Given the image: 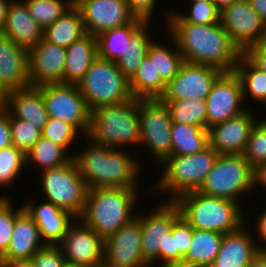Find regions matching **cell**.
Instances as JSON below:
<instances>
[{"label":"cell","instance_id":"cell-1","mask_svg":"<svg viewBox=\"0 0 266 267\" xmlns=\"http://www.w3.org/2000/svg\"><path fill=\"white\" fill-rule=\"evenodd\" d=\"M169 36L177 43L184 61L232 72L242 52L232 42L222 24L199 25L167 22Z\"/></svg>","mask_w":266,"mask_h":267},{"label":"cell","instance_id":"cell-2","mask_svg":"<svg viewBox=\"0 0 266 267\" xmlns=\"http://www.w3.org/2000/svg\"><path fill=\"white\" fill-rule=\"evenodd\" d=\"M89 141V142H88ZM80 153H72L80 175L89 189L94 187H124L137 189L140 162L121 148L96 144L90 139ZM125 151V152H124ZM132 155V156H131Z\"/></svg>","mask_w":266,"mask_h":267},{"label":"cell","instance_id":"cell-3","mask_svg":"<svg viewBox=\"0 0 266 267\" xmlns=\"http://www.w3.org/2000/svg\"><path fill=\"white\" fill-rule=\"evenodd\" d=\"M137 189L124 187H94L88 189L82 215L86 226L104 240L136 217Z\"/></svg>","mask_w":266,"mask_h":267},{"label":"cell","instance_id":"cell-4","mask_svg":"<svg viewBox=\"0 0 266 267\" xmlns=\"http://www.w3.org/2000/svg\"><path fill=\"white\" fill-rule=\"evenodd\" d=\"M174 203L194 229L225 234L240 229L247 221L241 204L199 191L183 194Z\"/></svg>","mask_w":266,"mask_h":267},{"label":"cell","instance_id":"cell-5","mask_svg":"<svg viewBox=\"0 0 266 267\" xmlns=\"http://www.w3.org/2000/svg\"><path fill=\"white\" fill-rule=\"evenodd\" d=\"M138 99L106 105L91 111L87 139L110 148L140 144ZM121 146V147H120Z\"/></svg>","mask_w":266,"mask_h":267},{"label":"cell","instance_id":"cell-6","mask_svg":"<svg viewBox=\"0 0 266 267\" xmlns=\"http://www.w3.org/2000/svg\"><path fill=\"white\" fill-rule=\"evenodd\" d=\"M218 155L208 146L193 155L167 157L160 164L163 166V173L156 180L158 182L154 184V188L161 193L169 191L170 195L164 201H175L183 194L198 191L212 170Z\"/></svg>","mask_w":266,"mask_h":267},{"label":"cell","instance_id":"cell-7","mask_svg":"<svg viewBox=\"0 0 266 267\" xmlns=\"http://www.w3.org/2000/svg\"><path fill=\"white\" fill-rule=\"evenodd\" d=\"M90 111L131 100L129 80L119 70L117 62L99 56L77 84Z\"/></svg>","mask_w":266,"mask_h":267},{"label":"cell","instance_id":"cell-8","mask_svg":"<svg viewBox=\"0 0 266 267\" xmlns=\"http://www.w3.org/2000/svg\"><path fill=\"white\" fill-rule=\"evenodd\" d=\"M254 189V168L243 154H219L199 192L240 203ZM248 193V194H247Z\"/></svg>","mask_w":266,"mask_h":267},{"label":"cell","instance_id":"cell-9","mask_svg":"<svg viewBox=\"0 0 266 267\" xmlns=\"http://www.w3.org/2000/svg\"><path fill=\"white\" fill-rule=\"evenodd\" d=\"M41 172V189L47 197L44 199L78 219L83 213L89 188L74 158L59 167Z\"/></svg>","mask_w":266,"mask_h":267},{"label":"cell","instance_id":"cell-10","mask_svg":"<svg viewBox=\"0 0 266 267\" xmlns=\"http://www.w3.org/2000/svg\"><path fill=\"white\" fill-rule=\"evenodd\" d=\"M140 145H146L160 164L172 152V120L166 102L160 98L138 99Z\"/></svg>","mask_w":266,"mask_h":267},{"label":"cell","instance_id":"cell-11","mask_svg":"<svg viewBox=\"0 0 266 267\" xmlns=\"http://www.w3.org/2000/svg\"><path fill=\"white\" fill-rule=\"evenodd\" d=\"M37 88L42 92L49 117L67 122L87 136L91 111L76 84L50 83Z\"/></svg>","mask_w":266,"mask_h":267},{"label":"cell","instance_id":"cell-12","mask_svg":"<svg viewBox=\"0 0 266 267\" xmlns=\"http://www.w3.org/2000/svg\"><path fill=\"white\" fill-rule=\"evenodd\" d=\"M180 216L179 207L174 201L164 200L153 206L147 214L136 213L141 227L142 256L150 267L159 263V249H164L166 234L171 231L174 222Z\"/></svg>","mask_w":266,"mask_h":267},{"label":"cell","instance_id":"cell-13","mask_svg":"<svg viewBox=\"0 0 266 267\" xmlns=\"http://www.w3.org/2000/svg\"><path fill=\"white\" fill-rule=\"evenodd\" d=\"M220 23L242 53L266 39V24L248 0H238L220 11Z\"/></svg>","mask_w":266,"mask_h":267},{"label":"cell","instance_id":"cell-14","mask_svg":"<svg viewBox=\"0 0 266 267\" xmlns=\"http://www.w3.org/2000/svg\"><path fill=\"white\" fill-rule=\"evenodd\" d=\"M243 101L242 84L238 75L234 71L223 72L205 100L207 129L245 112L247 108L243 107Z\"/></svg>","mask_w":266,"mask_h":267},{"label":"cell","instance_id":"cell-15","mask_svg":"<svg viewBox=\"0 0 266 267\" xmlns=\"http://www.w3.org/2000/svg\"><path fill=\"white\" fill-rule=\"evenodd\" d=\"M223 72L215 67L184 61L178 74L166 84L161 100H206L216 79Z\"/></svg>","mask_w":266,"mask_h":267},{"label":"cell","instance_id":"cell-16","mask_svg":"<svg viewBox=\"0 0 266 267\" xmlns=\"http://www.w3.org/2000/svg\"><path fill=\"white\" fill-rule=\"evenodd\" d=\"M104 241L93 229L76 218L58 246L66 261L99 267L104 262Z\"/></svg>","mask_w":266,"mask_h":267},{"label":"cell","instance_id":"cell-17","mask_svg":"<svg viewBox=\"0 0 266 267\" xmlns=\"http://www.w3.org/2000/svg\"><path fill=\"white\" fill-rule=\"evenodd\" d=\"M106 267H150L141 251L140 220L135 217L104 241Z\"/></svg>","mask_w":266,"mask_h":267},{"label":"cell","instance_id":"cell-18","mask_svg":"<svg viewBox=\"0 0 266 267\" xmlns=\"http://www.w3.org/2000/svg\"><path fill=\"white\" fill-rule=\"evenodd\" d=\"M75 5L81 12L85 32L95 37L136 18L126 0H78Z\"/></svg>","mask_w":266,"mask_h":267},{"label":"cell","instance_id":"cell-19","mask_svg":"<svg viewBox=\"0 0 266 267\" xmlns=\"http://www.w3.org/2000/svg\"><path fill=\"white\" fill-rule=\"evenodd\" d=\"M66 51L43 38L28 50V75L32 87L64 83Z\"/></svg>","mask_w":266,"mask_h":267},{"label":"cell","instance_id":"cell-20","mask_svg":"<svg viewBox=\"0 0 266 267\" xmlns=\"http://www.w3.org/2000/svg\"><path fill=\"white\" fill-rule=\"evenodd\" d=\"M255 112L242 114L208 128L209 146L218 154H243L251 128L258 120Z\"/></svg>","mask_w":266,"mask_h":267},{"label":"cell","instance_id":"cell-21","mask_svg":"<svg viewBox=\"0 0 266 267\" xmlns=\"http://www.w3.org/2000/svg\"><path fill=\"white\" fill-rule=\"evenodd\" d=\"M28 75V50L13 40L0 35V93L30 87Z\"/></svg>","mask_w":266,"mask_h":267},{"label":"cell","instance_id":"cell-22","mask_svg":"<svg viewBox=\"0 0 266 267\" xmlns=\"http://www.w3.org/2000/svg\"><path fill=\"white\" fill-rule=\"evenodd\" d=\"M46 244L42 241L37 223L23 206L17 212L11 241L0 262L30 261Z\"/></svg>","mask_w":266,"mask_h":267},{"label":"cell","instance_id":"cell-23","mask_svg":"<svg viewBox=\"0 0 266 267\" xmlns=\"http://www.w3.org/2000/svg\"><path fill=\"white\" fill-rule=\"evenodd\" d=\"M34 203L28 201L22 205L37 223L42 241L46 245H58L76 217L51 202H41L37 206Z\"/></svg>","mask_w":266,"mask_h":267},{"label":"cell","instance_id":"cell-24","mask_svg":"<svg viewBox=\"0 0 266 267\" xmlns=\"http://www.w3.org/2000/svg\"><path fill=\"white\" fill-rule=\"evenodd\" d=\"M245 225L234 232L223 234L221 247L210 267H248L260 250L255 243V232H250L248 224Z\"/></svg>","mask_w":266,"mask_h":267},{"label":"cell","instance_id":"cell-25","mask_svg":"<svg viewBox=\"0 0 266 267\" xmlns=\"http://www.w3.org/2000/svg\"><path fill=\"white\" fill-rule=\"evenodd\" d=\"M1 35L30 50L44 38V30L32 17L24 1L12 0Z\"/></svg>","mask_w":266,"mask_h":267},{"label":"cell","instance_id":"cell-26","mask_svg":"<svg viewBox=\"0 0 266 267\" xmlns=\"http://www.w3.org/2000/svg\"><path fill=\"white\" fill-rule=\"evenodd\" d=\"M4 108L13 117L29 121L41 132L49 118L42 92L37 87L6 93Z\"/></svg>","mask_w":266,"mask_h":267},{"label":"cell","instance_id":"cell-27","mask_svg":"<svg viewBox=\"0 0 266 267\" xmlns=\"http://www.w3.org/2000/svg\"><path fill=\"white\" fill-rule=\"evenodd\" d=\"M65 51L64 83L77 85L98 57L97 37L86 33Z\"/></svg>","mask_w":266,"mask_h":267},{"label":"cell","instance_id":"cell-28","mask_svg":"<svg viewBox=\"0 0 266 267\" xmlns=\"http://www.w3.org/2000/svg\"><path fill=\"white\" fill-rule=\"evenodd\" d=\"M85 34L81 12L75 4L44 30L47 41L65 49Z\"/></svg>","mask_w":266,"mask_h":267},{"label":"cell","instance_id":"cell-29","mask_svg":"<svg viewBox=\"0 0 266 267\" xmlns=\"http://www.w3.org/2000/svg\"><path fill=\"white\" fill-rule=\"evenodd\" d=\"M145 23L135 18L131 23L107 30L97 36L98 56L108 61L117 62L126 52L131 36Z\"/></svg>","mask_w":266,"mask_h":267},{"label":"cell","instance_id":"cell-30","mask_svg":"<svg viewBox=\"0 0 266 267\" xmlns=\"http://www.w3.org/2000/svg\"><path fill=\"white\" fill-rule=\"evenodd\" d=\"M129 85L135 99H153L163 95L166 83L156 75L155 56L143 58Z\"/></svg>","mask_w":266,"mask_h":267},{"label":"cell","instance_id":"cell-31","mask_svg":"<svg viewBox=\"0 0 266 267\" xmlns=\"http://www.w3.org/2000/svg\"><path fill=\"white\" fill-rule=\"evenodd\" d=\"M171 156L193 155L209 146L208 129L188 123H172Z\"/></svg>","mask_w":266,"mask_h":267},{"label":"cell","instance_id":"cell-32","mask_svg":"<svg viewBox=\"0 0 266 267\" xmlns=\"http://www.w3.org/2000/svg\"><path fill=\"white\" fill-rule=\"evenodd\" d=\"M223 234L193 228V236L184 263L211 265L219 252Z\"/></svg>","mask_w":266,"mask_h":267},{"label":"cell","instance_id":"cell-33","mask_svg":"<svg viewBox=\"0 0 266 267\" xmlns=\"http://www.w3.org/2000/svg\"><path fill=\"white\" fill-rule=\"evenodd\" d=\"M149 22H145L130 38L126 52L117 61L121 73L130 80L136 73L138 66L147 55L148 47L154 41L149 36Z\"/></svg>","mask_w":266,"mask_h":267},{"label":"cell","instance_id":"cell-34","mask_svg":"<svg viewBox=\"0 0 266 267\" xmlns=\"http://www.w3.org/2000/svg\"><path fill=\"white\" fill-rule=\"evenodd\" d=\"M234 72L242 84L243 100L247 93L257 103L266 100V73L256 67L243 53L236 63Z\"/></svg>","mask_w":266,"mask_h":267},{"label":"cell","instance_id":"cell-35","mask_svg":"<svg viewBox=\"0 0 266 267\" xmlns=\"http://www.w3.org/2000/svg\"><path fill=\"white\" fill-rule=\"evenodd\" d=\"M26 164H38L42 171L67 163L73 155L68 154L60 145L41 136L25 154Z\"/></svg>","mask_w":266,"mask_h":267},{"label":"cell","instance_id":"cell-36","mask_svg":"<svg viewBox=\"0 0 266 267\" xmlns=\"http://www.w3.org/2000/svg\"><path fill=\"white\" fill-rule=\"evenodd\" d=\"M171 46L159 44L153 41L148 47L147 56H155L156 75L167 84L177 74L184 62L176 41L170 36ZM171 47H173L171 49Z\"/></svg>","mask_w":266,"mask_h":267},{"label":"cell","instance_id":"cell-37","mask_svg":"<svg viewBox=\"0 0 266 267\" xmlns=\"http://www.w3.org/2000/svg\"><path fill=\"white\" fill-rule=\"evenodd\" d=\"M173 123H188L207 129L206 102L203 99L162 100Z\"/></svg>","mask_w":266,"mask_h":267},{"label":"cell","instance_id":"cell-38","mask_svg":"<svg viewBox=\"0 0 266 267\" xmlns=\"http://www.w3.org/2000/svg\"><path fill=\"white\" fill-rule=\"evenodd\" d=\"M32 17L45 30L61 17L72 5L73 0H24Z\"/></svg>","mask_w":266,"mask_h":267},{"label":"cell","instance_id":"cell-39","mask_svg":"<svg viewBox=\"0 0 266 267\" xmlns=\"http://www.w3.org/2000/svg\"><path fill=\"white\" fill-rule=\"evenodd\" d=\"M188 11L182 13L169 12L168 22H188L199 25L215 24L220 22V11L213 2H191ZM171 13V14H170Z\"/></svg>","mask_w":266,"mask_h":267},{"label":"cell","instance_id":"cell-40","mask_svg":"<svg viewBox=\"0 0 266 267\" xmlns=\"http://www.w3.org/2000/svg\"><path fill=\"white\" fill-rule=\"evenodd\" d=\"M25 153L10 145L0 150V187L14 185L15 180L26 168ZM25 167V168H24Z\"/></svg>","mask_w":266,"mask_h":267},{"label":"cell","instance_id":"cell-41","mask_svg":"<svg viewBox=\"0 0 266 267\" xmlns=\"http://www.w3.org/2000/svg\"><path fill=\"white\" fill-rule=\"evenodd\" d=\"M260 120L258 119L251 128L243 153L244 158L254 169L266 162V120Z\"/></svg>","mask_w":266,"mask_h":267},{"label":"cell","instance_id":"cell-42","mask_svg":"<svg viewBox=\"0 0 266 267\" xmlns=\"http://www.w3.org/2000/svg\"><path fill=\"white\" fill-rule=\"evenodd\" d=\"M10 131L12 145L26 152L35 145L42 136V132L29 121L15 118L10 114Z\"/></svg>","mask_w":266,"mask_h":267},{"label":"cell","instance_id":"cell-43","mask_svg":"<svg viewBox=\"0 0 266 267\" xmlns=\"http://www.w3.org/2000/svg\"><path fill=\"white\" fill-rule=\"evenodd\" d=\"M79 131L71 124L58 118L49 117L43 130L42 136L60 145L67 153L69 146L78 138Z\"/></svg>","mask_w":266,"mask_h":267},{"label":"cell","instance_id":"cell-44","mask_svg":"<svg viewBox=\"0 0 266 267\" xmlns=\"http://www.w3.org/2000/svg\"><path fill=\"white\" fill-rule=\"evenodd\" d=\"M13 203L7 195L0 196V257L9 247L12 232L19 208H13Z\"/></svg>","mask_w":266,"mask_h":267},{"label":"cell","instance_id":"cell-45","mask_svg":"<svg viewBox=\"0 0 266 267\" xmlns=\"http://www.w3.org/2000/svg\"><path fill=\"white\" fill-rule=\"evenodd\" d=\"M35 267H63L66 259L58 245H46L31 259Z\"/></svg>","mask_w":266,"mask_h":267},{"label":"cell","instance_id":"cell-46","mask_svg":"<svg viewBox=\"0 0 266 267\" xmlns=\"http://www.w3.org/2000/svg\"><path fill=\"white\" fill-rule=\"evenodd\" d=\"M179 264V250H176V221L170 232L166 234L164 249H159L158 266L174 267Z\"/></svg>","mask_w":266,"mask_h":267},{"label":"cell","instance_id":"cell-47","mask_svg":"<svg viewBox=\"0 0 266 267\" xmlns=\"http://www.w3.org/2000/svg\"><path fill=\"white\" fill-rule=\"evenodd\" d=\"M193 236V227L180 216L176 220V250H179V264L186 255Z\"/></svg>","mask_w":266,"mask_h":267},{"label":"cell","instance_id":"cell-48","mask_svg":"<svg viewBox=\"0 0 266 267\" xmlns=\"http://www.w3.org/2000/svg\"><path fill=\"white\" fill-rule=\"evenodd\" d=\"M131 13L145 22L151 23L157 0H126Z\"/></svg>","mask_w":266,"mask_h":267},{"label":"cell","instance_id":"cell-49","mask_svg":"<svg viewBox=\"0 0 266 267\" xmlns=\"http://www.w3.org/2000/svg\"><path fill=\"white\" fill-rule=\"evenodd\" d=\"M243 54L260 70L266 73V39L247 48Z\"/></svg>","mask_w":266,"mask_h":267},{"label":"cell","instance_id":"cell-50","mask_svg":"<svg viewBox=\"0 0 266 267\" xmlns=\"http://www.w3.org/2000/svg\"><path fill=\"white\" fill-rule=\"evenodd\" d=\"M10 145H12L10 113L3 108L0 111V150Z\"/></svg>","mask_w":266,"mask_h":267},{"label":"cell","instance_id":"cell-51","mask_svg":"<svg viewBox=\"0 0 266 267\" xmlns=\"http://www.w3.org/2000/svg\"><path fill=\"white\" fill-rule=\"evenodd\" d=\"M255 227H256V233L257 235H254L255 237L257 236L258 238L256 240L262 241V244L266 243V208L259 214L257 217V220H255ZM258 245V248L260 252H266V244L263 246L262 244L259 245L258 242H256Z\"/></svg>","mask_w":266,"mask_h":267},{"label":"cell","instance_id":"cell-52","mask_svg":"<svg viewBox=\"0 0 266 267\" xmlns=\"http://www.w3.org/2000/svg\"><path fill=\"white\" fill-rule=\"evenodd\" d=\"M257 185L266 188V162L258 165L254 169V188H256Z\"/></svg>","mask_w":266,"mask_h":267},{"label":"cell","instance_id":"cell-53","mask_svg":"<svg viewBox=\"0 0 266 267\" xmlns=\"http://www.w3.org/2000/svg\"><path fill=\"white\" fill-rule=\"evenodd\" d=\"M253 9L266 24V0H248Z\"/></svg>","mask_w":266,"mask_h":267},{"label":"cell","instance_id":"cell-54","mask_svg":"<svg viewBox=\"0 0 266 267\" xmlns=\"http://www.w3.org/2000/svg\"><path fill=\"white\" fill-rule=\"evenodd\" d=\"M11 2L12 0H0V35L3 31Z\"/></svg>","mask_w":266,"mask_h":267},{"label":"cell","instance_id":"cell-55","mask_svg":"<svg viewBox=\"0 0 266 267\" xmlns=\"http://www.w3.org/2000/svg\"><path fill=\"white\" fill-rule=\"evenodd\" d=\"M248 267H266V252H259Z\"/></svg>","mask_w":266,"mask_h":267},{"label":"cell","instance_id":"cell-56","mask_svg":"<svg viewBox=\"0 0 266 267\" xmlns=\"http://www.w3.org/2000/svg\"><path fill=\"white\" fill-rule=\"evenodd\" d=\"M3 267H35L32 261L0 262Z\"/></svg>","mask_w":266,"mask_h":267},{"label":"cell","instance_id":"cell-57","mask_svg":"<svg viewBox=\"0 0 266 267\" xmlns=\"http://www.w3.org/2000/svg\"><path fill=\"white\" fill-rule=\"evenodd\" d=\"M237 1L238 0H213V3L219 11H222L224 8L233 5Z\"/></svg>","mask_w":266,"mask_h":267},{"label":"cell","instance_id":"cell-58","mask_svg":"<svg viewBox=\"0 0 266 267\" xmlns=\"http://www.w3.org/2000/svg\"><path fill=\"white\" fill-rule=\"evenodd\" d=\"M174 267H210V265H205V264H191V263H184L182 262L181 264H178Z\"/></svg>","mask_w":266,"mask_h":267},{"label":"cell","instance_id":"cell-59","mask_svg":"<svg viewBox=\"0 0 266 267\" xmlns=\"http://www.w3.org/2000/svg\"><path fill=\"white\" fill-rule=\"evenodd\" d=\"M63 267H89V266L76 264V263H72V262H69V261H65V263L63 264Z\"/></svg>","mask_w":266,"mask_h":267},{"label":"cell","instance_id":"cell-60","mask_svg":"<svg viewBox=\"0 0 266 267\" xmlns=\"http://www.w3.org/2000/svg\"><path fill=\"white\" fill-rule=\"evenodd\" d=\"M5 97L0 93V111L4 108Z\"/></svg>","mask_w":266,"mask_h":267},{"label":"cell","instance_id":"cell-61","mask_svg":"<svg viewBox=\"0 0 266 267\" xmlns=\"http://www.w3.org/2000/svg\"><path fill=\"white\" fill-rule=\"evenodd\" d=\"M190 2H213V0H189Z\"/></svg>","mask_w":266,"mask_h":267},{"label":"cell","instance_id":"cell-62","mask_svg":"<svg viewBox=\"0 0 266 267\" xmlns=\"http://www.w3.org/2000/svg\"><path fill=\"white\" fill-rule=\"evenodd\" d=\"M263 104H264V106L266 105V100L264 101V103H263ZM263 120H266V118H264Z\"/></svg>","mask_w":266,"mask_h":267}]
</instances>
